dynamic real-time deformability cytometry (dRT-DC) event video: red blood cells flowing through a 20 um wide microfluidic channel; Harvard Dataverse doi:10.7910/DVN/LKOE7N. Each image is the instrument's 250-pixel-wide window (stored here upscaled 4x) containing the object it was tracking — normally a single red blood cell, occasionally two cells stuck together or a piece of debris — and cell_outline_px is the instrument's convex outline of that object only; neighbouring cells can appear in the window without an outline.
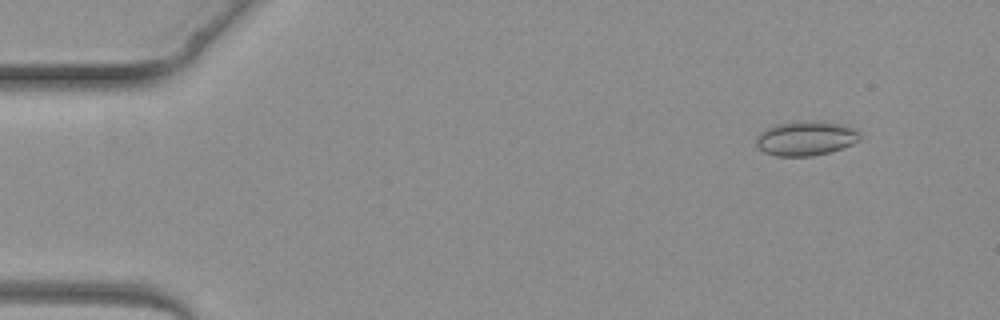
{"species": "common noctule bat (a hibernating species)", "species_latin": "Nyctalus noctula", "temperature_condition": "warm", "stored_images_in_passage": 3, "camera_frame_rate_fps": 3000, "um_per_image_px": 0.085, "animal": {"sex": "female", "body_mass_g": 19.3, "forearm_length_mm": 54.1}, "frame": {"image": 1, "passage_image": 1, "time_ms": 0.0, "image_size_px": [1000, 320], "cell_outline_px": [[860, 140], [852, 144], [828, 152], [812, 156], [776, 156], [764, 152], [756, 144], [756, 136], [764, 128], [776, 124], [812, 120], [844, 124], [856, 128], [860, 132]], "centroid_in_image_um": [68.5, 11.74], "position_along_channel_um": 16.5, "area_um2": 20.98}}
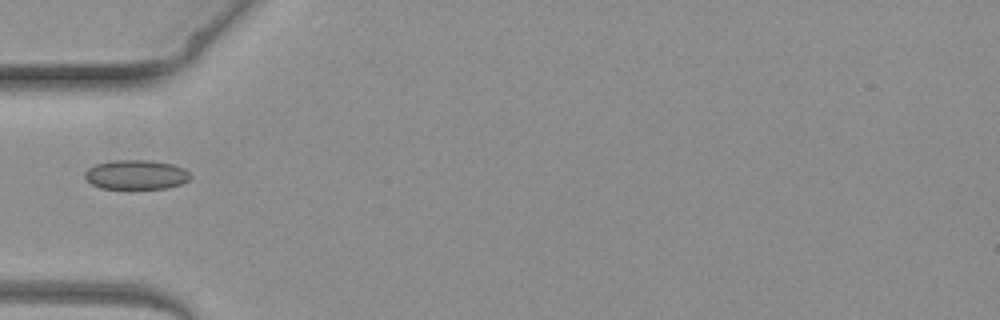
{"frame": {"image": 2, "passage_image": 3, "time_ms": 3.333, "image_size_px": [1000, 320], "cell_outline_px": [[192, 176], [188, 180], [180, 184], [168, 188], [100, 188], [92, 184], [84, 176], [84, 172], [88, 168], [96, 164], [112, 160], [148, 160], [172, 164], [184, 168]], "centroid_in_image_um": [11.57, 14.84], "position_along_channel_um": 73.4, "area_um2": 18.03}}